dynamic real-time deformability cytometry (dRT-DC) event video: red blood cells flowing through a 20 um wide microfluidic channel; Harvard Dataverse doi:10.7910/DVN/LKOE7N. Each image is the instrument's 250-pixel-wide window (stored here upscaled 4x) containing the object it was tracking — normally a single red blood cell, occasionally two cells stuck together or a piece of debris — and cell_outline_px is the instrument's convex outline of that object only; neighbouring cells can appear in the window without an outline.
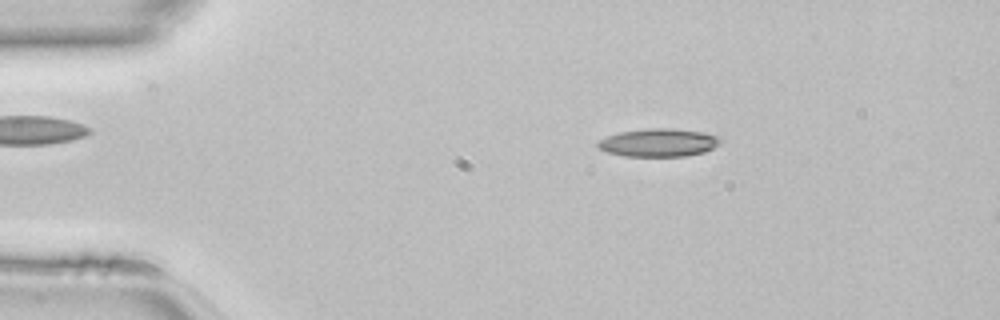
{"species": "common noctule bat (a hibernating species)", "species_latin": "Nyctalus noctula", "temperature_condition": "room temperature", "stored_images_in_passage": 43, "camera_frame_rate_fps": 3000, "um_per_image_px": 0.085, "animal": {"sex": "female", "body_mass_g": 22.7, "forearm_length_mm": 54.2}, "frame": {"image": 1, "passage_image": 5, "time_ms": 1.333, "image_size_px": [1000, 320], "cell_outline_px": [[724, 140], [720, 144], [704, 152], [684, 156], [624, 156], [608, 152], [596, 148], [596, 144], [600, 140], [608, 136], [620, 132], [648, 128], [672, 128], [704, 132], [720, 136]], "centroid_in_image_um": [56.02, 12.12], "position_along_channel_um": 29.0, "area_um2": 20.17}}
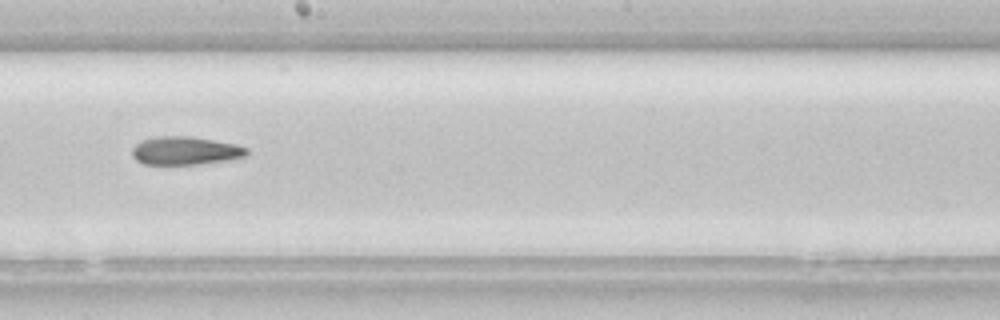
{"frame": {"image": 2, "passage_image": 23, "time_ms": 7.333, "image_size_px": [1000, 320], "cell_outline_px": [[248, 156], [228, 160], [196, 164], [144, 164], [136, 160], [132, 156], [132, 148], [140, 140], [156, 136], [192, 136], [236, 144], [248, 148]], "centroid_in_image_um": [15.75, 12.8], "position_along_channel_um": 232.4, "area_um2": 19.02}}
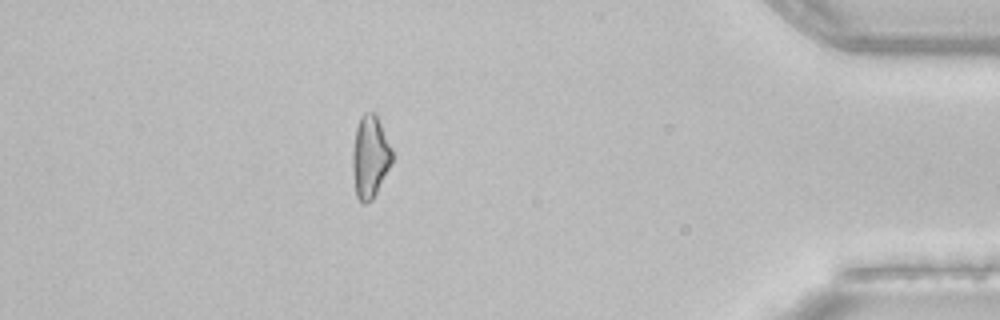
{"frame": {"image": 3, "passage_image": 38, "time_ms": 12.333, "image_size_px": [1000, 320], "cell_outline_px": [[392, 164], [372, 200], [364, 204], [356, 196], [352, 168], [352, 152], [356, 128], [360, 116], [364, 112], [376, 112], [392, 148]], "centroid_in_image_um": [31.46, 13.3], "position_along_channel_um": 403.7, "area_um2": 19.19}}